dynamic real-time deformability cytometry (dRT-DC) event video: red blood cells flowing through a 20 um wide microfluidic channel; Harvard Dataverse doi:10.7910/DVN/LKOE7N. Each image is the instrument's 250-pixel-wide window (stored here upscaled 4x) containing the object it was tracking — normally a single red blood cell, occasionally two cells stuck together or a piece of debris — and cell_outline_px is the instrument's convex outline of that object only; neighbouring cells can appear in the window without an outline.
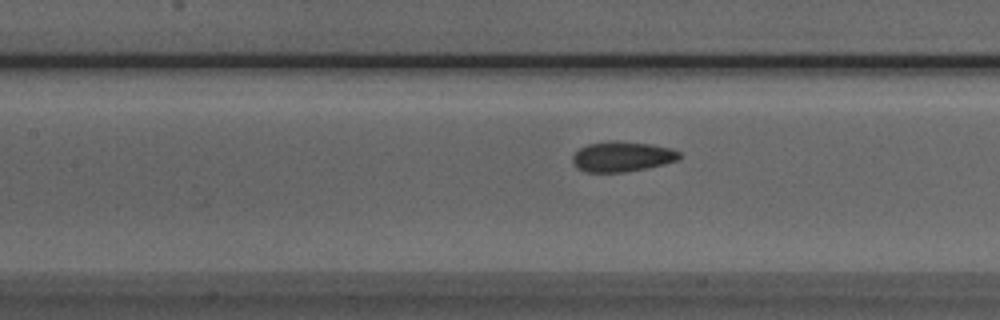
{"species": "Egyptian fruit bat (a non-hibernating species)", "species_latin": "Rousettus aegyptiacus", "temperature_condition": "room temperature", "stored_images_in_passage": 31, "camera_frame_rate_fps": 3000, "um_per_image_px": 0.085, "animal": {"sex": "male"}, "frame": {"image": 1, "passage_image": 7, "time_ms": 2.0, "image_size_px": [1000, 320], "cell_outline_px": [[680, 160], [664, 164], [624, 172], [584, 172], [576, 168], [572, 160], [572, 156], [580, 148], [588, 144], [612, 140], [616, 140], [648, 144], [672, 148], [680, 152]], "centroid_in_image_um": [52.87, 13.31], "position_along_channel_um": 154.5, "area_um2": 18.84}}
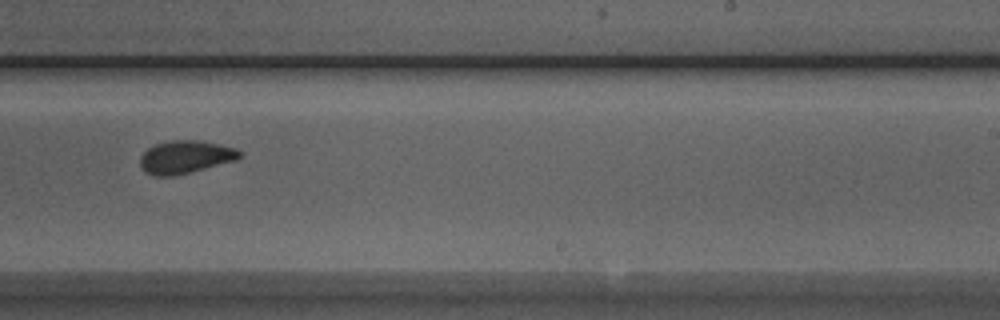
{"frame": {"image": 2, "passage_image": 16, "time_ms": 5.0, "image_size_px": [1000, 320], "cell_outline_px": [[240, 156], [236, 160], [172, 176], [152, 176], [144, 172], [140, 164], [140, 156], [148, 148], [156, 144], [172, 140], [200, 140], [220, 144], [236, 148], [240, 152]], "centroid_in_image_um": [15.72, 13.34], "position_along_channel_um": 273.3, "area_um2": 18.9}}
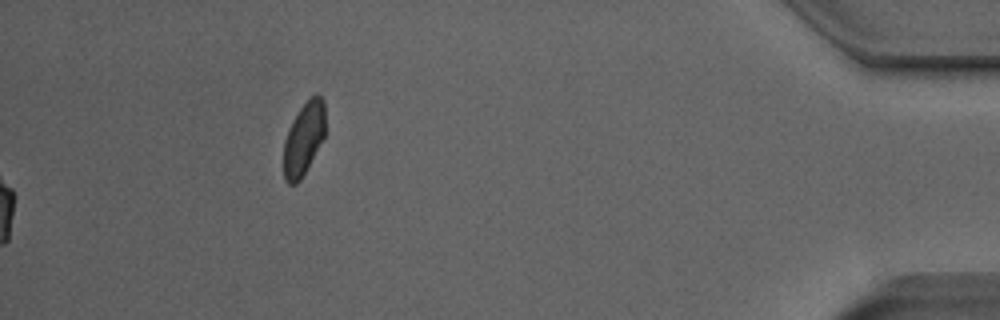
{"frame": {"image": 3, "passage_image": 31, "time_ms": 10.0, "image_size_px": [1000, 320], "cell_outline_px": [[324, 136], [300, 180], [296, 184], [288, 184], [284, 180], [284, 140], [292, 120], [300, 108], [316, 92], [324, 100]], "centroid_in_image_um": [25.8, 11.78], "position_along_channel_um": 409.4, "area_um2": 17.34}}